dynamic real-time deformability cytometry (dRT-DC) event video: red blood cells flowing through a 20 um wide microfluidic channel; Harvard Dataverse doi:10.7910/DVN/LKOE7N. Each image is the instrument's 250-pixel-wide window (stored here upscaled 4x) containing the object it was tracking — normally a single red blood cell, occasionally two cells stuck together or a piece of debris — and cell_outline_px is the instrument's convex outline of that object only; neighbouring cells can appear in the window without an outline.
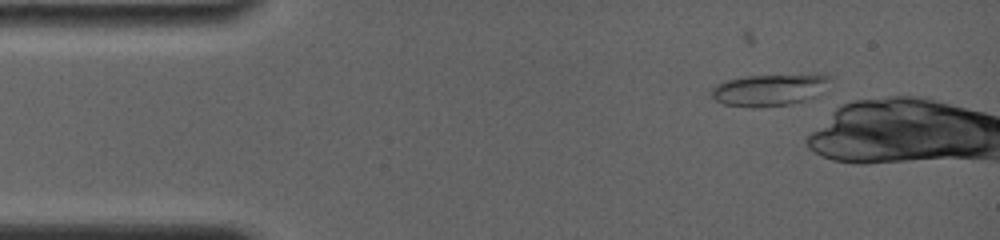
{"species": "common noctule bat (a hibernating species)", "species_latin": "Nyctalus noctula", "temperature_condition": "room temperature", "stored_images_in_passage": 7, "camera_frame_rate_fps": 4000, "um_per_image_px": 0.085, "animal": {"sex": "female", "body_mass_g": 19.0, "forearm_length_mm": 56.7}, "frame": {"image": 1, "passage_image": 2, "time_ms": 1.0, "image_size_px": [1000, 240], "cell_outline_px": [[832, 76], [812, 96], [804, 100], [788, 104], [724, 104], [716, 100], [712, 96], [712, 88], [716, 84], [724, 80], [748, 76], [816, 72], [824, 72]], "centroid_in_image_um": [65.42, 7.53], "position_along_channel_um": 19.6, "area_um2": 21.15}}